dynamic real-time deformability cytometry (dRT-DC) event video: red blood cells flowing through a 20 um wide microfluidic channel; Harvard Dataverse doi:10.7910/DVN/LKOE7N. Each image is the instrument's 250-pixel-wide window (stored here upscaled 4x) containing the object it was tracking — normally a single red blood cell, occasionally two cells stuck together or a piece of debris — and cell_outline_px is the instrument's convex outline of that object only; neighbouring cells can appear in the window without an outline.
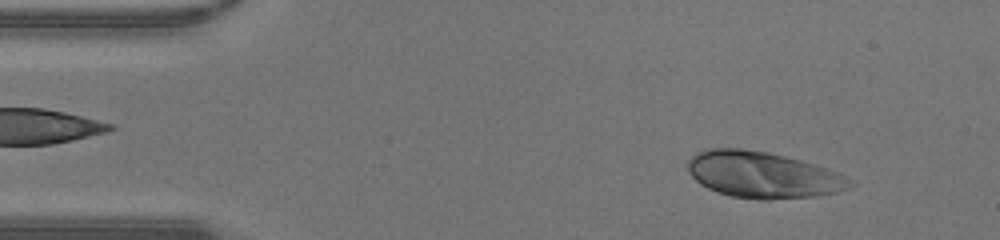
{"species": "human", "species_latin": "Homo sapiens", "temperature_condition": "warm", "stored_images_in_passage": 40, "camera_frame_rate_fps": 3000, "um_per_image_px": 0.085, "donor": {"sex": "male"}, "frame": {"image": 1, "passage_image": 3, "time_ms": 0.667, "image_size_px": [1000, 240], "cell_outline_px": [[856, 184], [852, 188], [840, 192], [816, 196], [768, 200], [760, 200], [732, 196], [716, 192], [700, 184], [688, 172], [688, 160], [696, 152], [708, 148], [740, 148], [768, 152], [800, 160], [828, 168], [840, 172], [852, 180]], "centroid_in_image_um": [64.89, 14.87], "position_along_channel_um": 20.1, "area_um2": 44.27}}
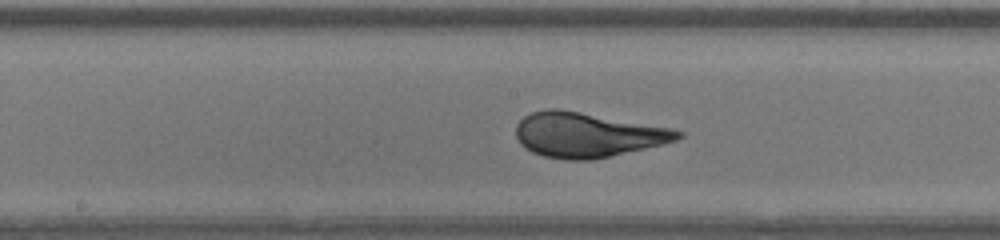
{"frame": {"image": 2, "passage_image": 19, "time_ms": 6.0, "image_size_px": [1000, 240], "cell_outline_px": [[684, 136], [676, 140], [664, 144], [592, 160], [564, 160], [544, 156], [532, 152], [524, 148], [520, 144], [516, 136], [516, 124], [524, 116], [532, 112], [548, 108], [560, 108], [672, 128], [684, 132]], "centroid_in_image_um": [49.91, 11.46], "position_along_channel_um": 198.3, "area_um2": 42.48}}
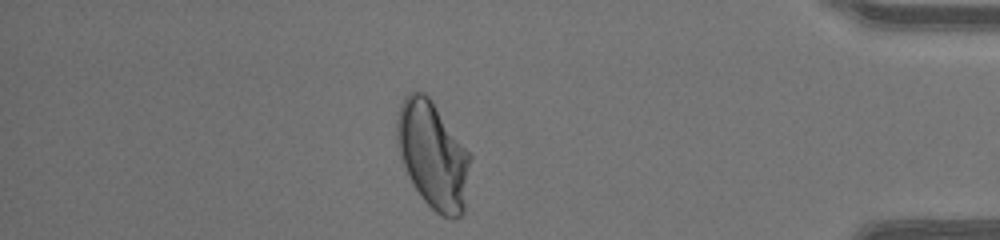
{"frame": {"image": 3, "passage_image": 34, "time_ms": 11.0, "image_size_px": [1000, 240], "cell_outline_px": [[472, 156], [464, 212], [460, 216], [452, 220], [436, 212], [420, 196], [412, 184], [404, 164], [396, 140], [396, 120], [404, 96], [408, 92], [424, 92], [432, 100]], "centroid_in_image_um": [36.81, 13.19], "position_along_channel_um": 398.4, "area_um2": 45.66}}